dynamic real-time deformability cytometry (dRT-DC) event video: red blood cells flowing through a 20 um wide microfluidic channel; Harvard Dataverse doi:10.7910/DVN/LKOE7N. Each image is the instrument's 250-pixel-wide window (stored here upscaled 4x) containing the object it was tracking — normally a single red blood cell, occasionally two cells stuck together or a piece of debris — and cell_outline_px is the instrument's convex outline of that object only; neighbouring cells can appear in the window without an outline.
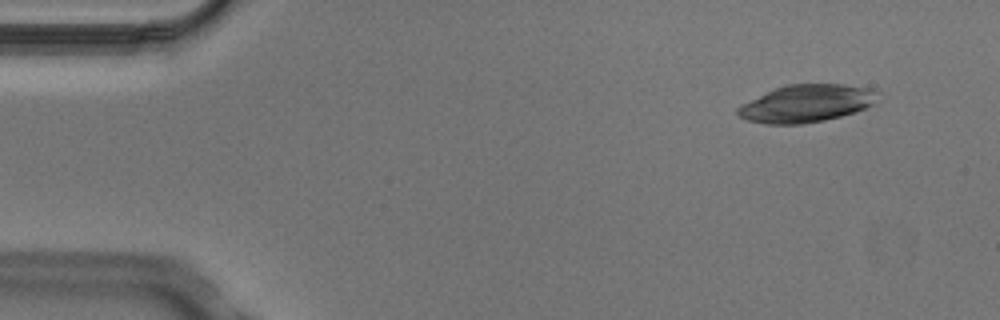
{"species": "Egyptian fruit bat (a non-hibernating species)", "species_latin": "Rousettus aegyptiacus", "temperature_condition": "cold", "stored_images_in_passage": 4, "camera_frame_rate_fps": 3000, "um_per_image_px": 0.085, "animal": {"sex": "male"}, "frame": {"image": 1, "passage_image": 2, "time_ms": 0.333, "image_size_px": [1000, 320], "cell_outline_px": [[880, 92], [876, 104], [856, 112], [824, 120], [804, 124], [764, 124], [748, 120], [740, 116], [736, 112], [736, 108], [740, 104], [776, 88], [788, 84], [840, 84], [872, 88]], "centroid_in_image_um": [68.6, 8.79], "position_along_channel_um": 16.4, "area_um2": 30.81}}